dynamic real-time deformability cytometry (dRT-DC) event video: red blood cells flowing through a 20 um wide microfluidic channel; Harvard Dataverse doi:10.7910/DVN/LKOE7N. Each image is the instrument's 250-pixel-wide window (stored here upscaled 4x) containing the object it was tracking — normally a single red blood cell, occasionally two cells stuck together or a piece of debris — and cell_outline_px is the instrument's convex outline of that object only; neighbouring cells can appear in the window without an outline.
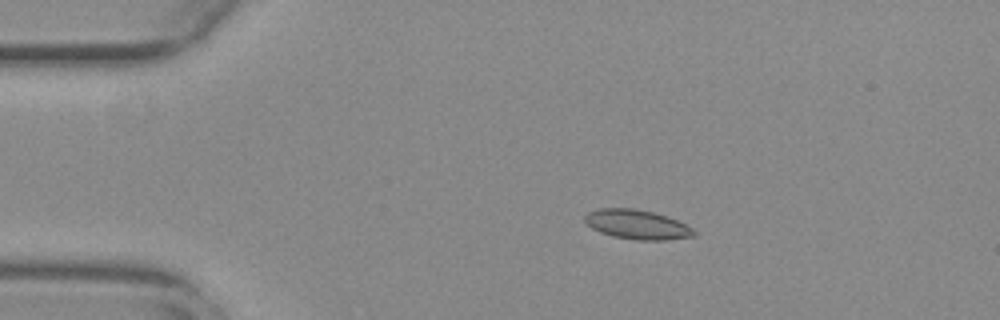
{"species": "common noctule bat (a hibernating species)", "species_latin": "Nyctalus noctula", "temperature_condition": "warm", "stored_images_in_passage": 54, "camera_frame_rate_fps": 3000, "um_per_image_px": 0.085, "animal": {"sex": "female", "body_mass_g": 29.2, "forearm_length_mm": 56.3}, "frame": {"image": 1, "passage_image": 10, "time_ms": 3.0, "image_size_px": [1000, 320], "cell_outline_px": [[696, 236], [664, 240], [636, 240], [612, 236], [600, 232], [592, 228], [584, 220], [584, 216], [588, 212], [600, 208], [636, 208], [668, 216], [692, 228], [696, 232]], "centroid_in_image_um": [54.15, 19.08], "position_along_channel_um": 30.9, "area_um2": 18.73}}
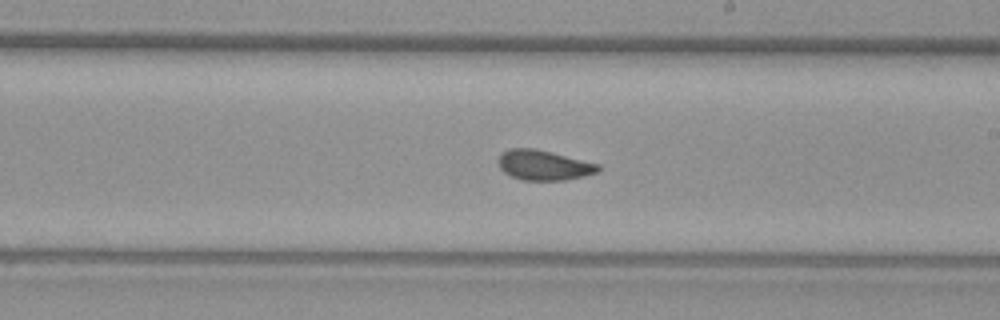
{"frame": {"image": 2, "passage_image": 31, "time_ms": 10.0, "image_size_px": [1000, 320], "cell_outline_px": [[600, 168], [596, 172], [584, 176], [564, 180], [524, 180], [512, 176], [504, 172], [500, 168], [496, 160], [508, 148], [532, 148], [552, 152], [600, 164]], "centroid_in_image_um": [46.2, 14.03], "position_along_channel_um": 242.8, "area_um2": 17.4}}
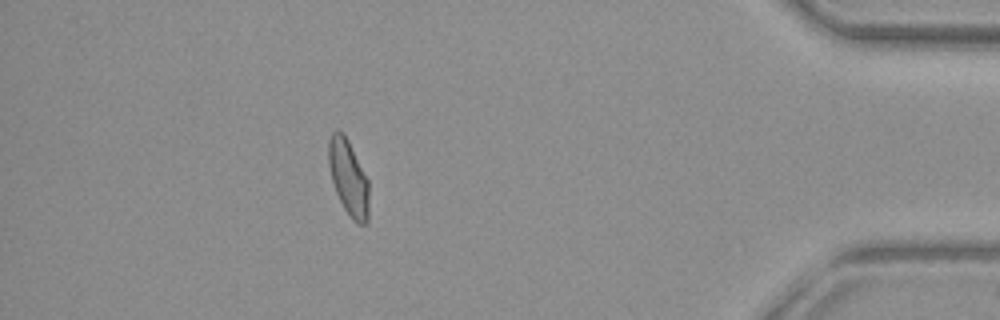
{"frame": {"image": 3, "passage_image": 48, "time_ms": 15.667, "image_size_px": [1000, 320], "cell_outline_px": [[368, 220], [364, 224], [356, 224], [352, 220], [344, 208], [336, 192], [332, 180], [328, 164], [328, 140], [332, 132], [336, 128], [344, 132], [368, 180]], "centroid_in_image_um": [29.6, 15.07], "position_along_channel_um": 405.6, "area_um2": 17.8}, "authors_computed_cell_mechanics": {"area_um2": 17.7446, "velocity_mm_per_s": 3.7883, "shape_relaxation_time_tau1_ms": 10.2296, "shape_relaxation_time_tau2_ms": 1.2898, "deformation_change_tau1": 0.1818, "deformation_change_tau2": 0.0518}}